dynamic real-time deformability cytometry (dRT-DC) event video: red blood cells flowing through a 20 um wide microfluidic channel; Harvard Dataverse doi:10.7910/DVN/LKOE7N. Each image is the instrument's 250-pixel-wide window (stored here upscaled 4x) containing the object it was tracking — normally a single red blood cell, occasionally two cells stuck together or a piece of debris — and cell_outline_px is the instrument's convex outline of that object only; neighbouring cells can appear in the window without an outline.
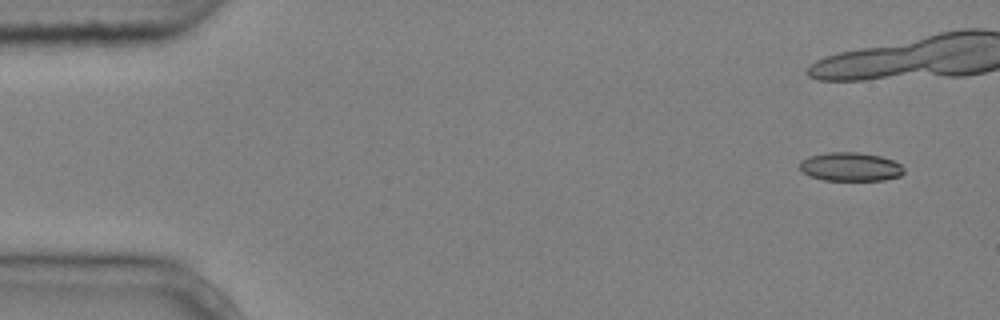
{"species": "common noctule bat (a hibernating species)", "species_latin": "Nyctalus noctula", "temperature_condition": "cold", "stored_images_in_passage": 7, "camera_frame_rate_fps": 3000, "um_per_image_px": 0.085, "animal": {"sex": "male", "body_mass_g": 20.4}, "frame": {"image": 1, "passage_image": 1, "time_ms": 0.0, "image_size_px": [1000, 320], "cell_outline_px": [[904, 172], [900, 176], [884, 180], [824, 180], [808, 176], [800, 172], [800, 160], [808, 156], [828, 152], [856, 152], [880, 156], [892, 160], [900, 164], [904, 168]], "centroid_in_image_um": [72.25, 14.18], "position_along_channel_um": 12.8, "area_um2": 17.57}}